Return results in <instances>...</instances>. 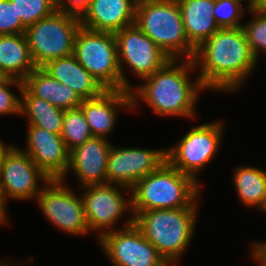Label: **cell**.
I'll use <instances>...</instances> for the list:
<instances>
[{
	"label": "cell",
	"mask_w": 266,
	"mask_h": 266,
	"mask_svg": "<svg viewBox=\"0 0 266 266\" xmlns=\"http://www.w3.org/2000/svg\"><path fill=\"white\" fill-rule=\"evenodd\" d=\"M114 35L124 91H130L134 87L126 76V66L135 77L142 80L153 75L170 59L135 24L115 32Z\"/></svg>",
	"instance_id": "cell-11"
},
{
	"label": "cell",
	"mask_w": 266,
	"mask_h": 266,
	"mask_svg": "<svg viewBox=\"0 0 266 266\" xmlns=\"http://www.w3.org/2000/svg\"><path fill=\"white\" fill-rule=\"evenodd\" d=\"M137 0H92L80 16L81 27L115 33L134 25Z\"/></svg>",
	"instance_id": "cell-18"
},
{
	"label": "cell",
	"mask_w": 266,
	"mask_h": 266,
	"mask_svg": "<svg viewBox=\"0 0 266 266\" xmlns=\"http://www.w3.org/2000/svg\"><path fill=\"white\" fill-rule=\"evenodd\" d=\"M20 96V116L27 119V125L37 126L61 135L64 110L55 107L44 99L33 96L24 86Z\"/></svg>",
	"instance_id": "cell-23"
},
{
	"label": "cell",
	"mask_w": 266,
	"mask_h": 266,
	"mask_svg": "<svg viewBox=\"0 0 266 266\" xmlns=\"http://www.w3.org/2000/svg\"><path fill=\"white\" fill-rule=\"evenodd\" d=\"M195 70L193 60L169 59L153 75L142 79L143 84L130 90L131 112L137 110L142 101L157 116L196 119L197 101L206 89L198 77L191 80V75L197 74Z\"/></svg>",
	"instance_id": "cell-2"
},
{
	"label": "cell",
	"mask_w": 266,
	"mask_h": 266,
	"mask_svg": "<svg viewBox=\"0 0 266 266\" xmlns=\"http://www.w3.org/2000/svg\"><path fill=\"white\" fill-rule=\"evenodd\" d=\"M250 10L266 13V0H253Z\"/></svg>",
	"instance_id": "cell-34"
},
{
	"label": "cell",
	"mask_w": 266,
	"mask_h": 266,
	"mask_svg": "<svg viewBox=\"0 0 266 266\" xmlns=\"http://www.w3.org/2000/svg\"><path fill=\"white\" fill-rule=\"evenodd\" d=\"M237 1L244 3V4L247 3L246 7L248 8V10L251 8L252 2H253V0H237Z\"/></svg>",
	"instance_id": "cell-37"
},
{
	"label": "cell",
	"mask_w": 266,
	"mask_h": 266,
	"mask_svg": "<svg viewBox=\"0 0 266 266\" xmlns=\"http://www.w3.org/2000/svg\"><path fill=\"white\" fill-rule=\"evenodd\" d=\"M134 24L170 59H194L177 0H137Z\"/></svg>",
	"instance_id": "cell-5"
},
{
	"label": "cell",
	"mask_w": 266,
	"mask_h": 266,
	"mask_svg": "<svg viewBox=\"0 0 266 266\" xmlns=\"http://www.w3.org/2000/svg\"><path fill=\"white\" fill-rule=\"evenodd\" d=\"M61 137L69 152L93 137L90 126L80 108L64 111Z\"/></svg>",
	"instance_id": "cell-25"
},
{
	"label": "cell",
	"mask_w": 266,
	"mask_h": 266,
	"mask_svg": "<svg viewBox=\"0 0 266 266\" xmlns=\"http://www.w3.org/2000/svg\"><path fill=\"white\" fill-rule=\"evenodd\" d=\"M202 186L167 161L131 188L132 213L199 207Z\"/></svg>",
	"instance_id": "cell-3"
},
{
	"label": "cell",
	"mask_w": 266,
	"mask_h": 266,
	"mask_svg": "<svg viewBox=\"0 0 266 266\" xmlns=\"http://www.w3.org/2000/svg\"><path fill=\"white\" fill-rule=\"evenodd\" d=\"M0 266H27V265L23 264L21 261L19 263L18 262L9 263L8 259L7 258L5 259L4 257V259L0 258Z\"/></svg>",
	"instance_id": "cell-36"
},
{
	"label": "cell",
	"mask_w": 266,
	"mask_h": 266,
	"mask_svg": "<svg viewBox=\"0 0 266 266\" xmlns=\"http://www.w3.org/2000/svg\"><path fill=\"white\" fill-rule=\"evenodd\" d=\"M250 244V259L258 266H266V245L261 241H254Z\"/></svg>",
	"instance_id": "cell-32"
},
{
	"label": "cell",
	"mask_w": 266,
	"mask_h": 266,
	"mask_svg": "<svg viewBox=\"0 0 266 266\" xmlns=\"http://www.w3.org/2000/svg\"><path fill=\"white\" fill-rule=\"evenodd\" d=\"M193 61L204 88L220 93H236L258 65L242 27L219 28L196 49Z\"/></svg>",
	"instance_id": "cell-1"
},
{
	"label": "cell",
	"mask_w": 266,
	"mask_h": 266,
	"mask_svg": "<svg viewBox=\"0 0 266 266\" xmlns=\"http://www.w3.org/2000/svg\"><path fill=\"white\" fill-rule=\"evenodd\" d=\"M234 169L232 180L239 200L246 208L253 207L259 211L266 196V171L249 165Z\"/></svg>",
	"instance_id": "cell-24"
},
{
	"label": "cell",
	"mask_w": 266,
	"mask_h": 266,
	"mask_svg": "<svg viewBox=\"0 0 266 266\" xmlns=\"http://www.w3.org/2000/svg\"><path fill=\"white\" fill-rule=\"evenodd\" d=\"M36 68L23 34L0 35V72L23 81Z\"/></svg>",
	"instance_id": "cell-22"
},
{
	"label": "cell",
	"mask_w": 266,
	"mask_h": 266,
	"mask_svg": "<svg viewBox=\"0 0 266 266\" xmlns=\"http://www.w3.org/2000/svg\"><path fill=\"white\" fill-rule=\"evenodd\" d=\"M5 76L0 72V81L4 78Z\"/></svg>",
	"instance_id": "cell-40"
},
{
	"label": "cell",
	"mask_w": 266,
	"mask_h": 266,
	"mask_svg": "<svg viewBox=\"0 0 266 266\" xmlns=\"http://www.w3.org/2000/svg\"><path fill=\"white\" fill-rule=\"evenodd\" d=\"M79 108L93 137L108 139L116 127L118 111H132V97L130 91L105 90L95 98L82 100Z\"/></svg>",
	"instance_id": "cell-17"
},
{
	"label": "cell",
	"mask_w": 266,
	"mask_h": 266,
	"mask_svg": "<svg viewBox=\"0 0 266 266\" xmlns=\"http://www.w3.org/2000/svg\"><path fill=\"white\" fill-rule=\"evenodd\" d=\"M76 194L62 179H50L36 197V203L51 225L69 235L81 237L90 231L82 196Z\"/></svg>",
	"instance_id": "cell-10"
},
{
	"label": "cell",
	"mask_w": 266,
	"mask_h": 266,
	"mask_svg": "<svg viewBox=\"0 0 266 266\" xmlns=\"http://www.w3.org/2000/svg\"><path fill=\"white\" fill-rule=\"evenodd\" d=\"M92 0H53L54 8L58 11L81 16L89 7Z\"/></svg>",
	"instance_id": "cell-31"
},
{
	"label": "cell",
	"mask_w": 266,
	"mask_h": 266,
	"mask_svg": "<svg viewBox=\"0 0 266 266\" xmlns=\"http://www.w3.org/2000/svg\"><path fill=\"white\" fill-rule=\"evenodd\" d=\"M26 27L16 14L15 6L10 0H0V35L23 34Z\"/></svg>",
	"instance_id": "cell-30"
},
{
	"label": "cell",
	"mask_w": 266,
	"mask_h": 266,
	"mask_svg": "<svg viewBox=\"0 0 266 266\" xmlns=\"http://www.w3.org/2000/svg\"><path fill=\"white\" fill-rule=\"evenodd\" d=\"M79 189L84 192L81 196L89 231L96 232L97 239L104 233L129 227L133 224L130 188L119 184L106 183L88 185ZM124 191L130 192L128 198ZM128 213L131 216L129 218L127 216L126 220L122 222V227L116 228L115 225L118 226V220Z\"/></svg>",
	"instance_id": "cell-8"
},
{
	"label": "cell",
	"mask_w": 266,
	"mask_h": 266,
	"mask_svg": "<svg viewBox=\"0 0 266 266\" xmlns=\"http://www.w3.org/2000/svg\"><path fill=\"white\" fill-rule=\"evenodd\" d=\"M80 27V16L58 10L27 27L25 36L35 66L42 67L50 60L74 54Z\"/></svg>",
	"instance_id": "cell-6"
},
{
	"label": "cell",
	"mask_w": 266,
	"mask_h": 266,
	"mask_svg": "<svg viewBox=\"0 0 266 266\" xmlns=\"http://www.w3.org/2000/svg\"><path fill=\"white\" fill-rule=\"evenodd\" d=\"M74 55L106 90H122L114 33L80 27L75 37Z\"/></svg>",
	"instance_id": "cell-9"
},
{
	"label": "cell",
	"mask_w": 266,
	"mask_h": 266,
	"mask_svg": "<svg viewBox=\"0 0 266 266\" xmlns=\"http://www.w3.org/2000/svg\"><path fill=\"white\" fill-rule=\"evenodd\" d=\"M221 120L193 126L172 147L166 148L167 162L201 184L199 174L221 148L224 127Z\"/></svg>",
	"instance_id": "cell-7"
},
{
	"label": "cell",
	"mask_w": 266,
	"mask_h": 266,
	"mask_svg": "<svg viewBox=\"0 0 266 266\" xmlns=\"http://www.w3.org/2000/svg\"><path fill=\"white\" fill-rule=\"evenodd\" d=\"M49 180L50 178L19 146L14 145L9 150L0 167V191L6 204L11 199L35 202Z\"/></svg>",
	"instance_id": "cell-12"
},
{
	"label": "cell",
	"mask_w": 266,
	"mask_h": 266,
	"mask_svg": "<svg viewBox=\"0 0 266 266\" xmlns=\"http://www.w3.org/2000/svg\"><path fill=\"white\" fill-rule=\"evenodd\" d=\"M23 86L38 98L62 110L79 108L82 99L70 87L51 77L41 67H36L24 80Z\"/></svg>",
	"instance_id": "cell-21"
},
{
	"label": "cell",
	"mask_w": 266,
	"mask_h": 266,
	"mask_svg": "<svg viewBox=\"0 0 266 266\" xmlns=\"http://www.w3.org/2000/svg\"><path fill=\"white\" fill-rule=\"evenodd\" d=\"M259 211L263 212V213H266V196H265V199H264V204H263L262 208Z\"/></svg>",
	"instance_id": "cell-39"
},
{
	"label": "cell",
	"mask_w": 266,
	"mask_h": 266,
	"mask_svg": "<svg viewBox=\"0 0 266 266\" xmlns=\"http://www.w3.org/2000/svg\"><path fill=\"white\" fill-rule=\"evenodd\" d=\"M167 161L166 149L111 146L107 162V183L132 188L144 176Z\"/></svg>",
	"instance_id": "cell-14"
},
{
	"label": "cell",
	"mask_w": 266,
	"mask_h": 266,
	"mask_svg": "<svg viewBox=\"0 0 266 266\" xmlns=\"http://www.w3.org/2000/svg\"><path fill=\"white\" fill-rule=\"evenodd\" d=\"M16 14L27 28L37 21L50 16L54 11L53 0H10Z\"/></svg>",
	"instance_id": "cell-27"
},
{
	"label": "cell",
	"mask_w": 266,
	"mask_h": 266,
	"mask_svg": "<svg viewBox=\"0 0 266 266\" xmlns=\"http://www.w3.org/2000/svg\"><path fill=\"white\" fill-rule=\"evenodd\" d=\"M112 144L110 138L92 137L70 151L67 174L74 173L79 188L107 183L108 154Z\"/></svg>",
	"instance_id": "cell-16"
},
{
	"label": "cell",
	"mask_w": 266,
	"mask_h": 266,
	"mask_svg": "<svg viewBox=\"0 0 266 266\" xmlns=\"http://www.w3.org/2000/svg\"><path fill=\"white\" fill-rule=\"evenodd\" d=\"M8 212H7V205L6 203L3 201L2 195H1V191H0V225H6L8 224Z\"/></svg>",
	"instance_id": "cell-33"
},
{
	"label": "cell",
	"mask_w": 266,
	"mask_h": 266,
	"mask_svg": "<svg viewBox=\"0 0 266 266\" xmlns=\"http://www.w3.org/2000/svg\"><path fill=\"white\" fill-rule=\"evenodd\" d=\"M12 86L21 93L23 81L11 77H4L0 81V116H20L21 96L15 95L16 92L11 90Z\"/></svg>",
	"instance_id": "cell-29"
},
{
	"label": "cell",
	"mask_w": 266,
	"mask_h": 266,
	"mask_svg": "<svg viewBox=\"0 0 266 266\" xmlns=\"http://www.w3.org/2000/svg\"><path fill=\"white\" fill-rule=\"evenodd\" d=\"M97 242L113 266H161L166 262L134 223L104 233Z\"/></svg>",
	"instance_id": "cell-13"
},
{
	"label": "cell",
	"mask_w": 266,
	"mask_h": 266,
	"mask_svg": "<svg viewBox=\"0 0 266 266\" xmlns=\"http://www.w3.org/2000/svg\"><path fill=\"white\" fill-rule=\"evenodd\" d=\"M199 207L153 209L133 214V223L166 261L180 262L193 242Z\"/></svg>",
	"instance_id": "cell-4"
},
{
	"label": "cell",
	"mask_w": 266,
	"mask_h": 266,
	"mask_svg": "<svg viewBox=\"0 0 266 266\" xmlns=\"http://www.w3.org/2000/svg\"><path fill=\"white\" fill-rule=\"evenodd\" d=\"M14 145L12 144H7L2 141L0 137V167L3 164V160L5 155L9 152V150L13 147Z\"/></svg>",
	"instance_id": "cell-35"
},
{
	"label": "cell",
	"mask_w": 266,
	"mask_h": 266,
	"mask_svg": "<svg viewBox=\"0 0 266 266\" xmlns=\"http://www.w3.org/2000/svg\"><path fill=\"white\" fill-rule=\"evenodd\" d=\"M248 14L252 19L242 24V29L253 56L258 60L261 53L266 54V13H258L249 9Z\"/></svg>",
	"instance_id": "cell-26"
},
{
	"label": "cell",
	"mask_w": 266,
	"mask_h": 266,
	"mask_svg": "<svg viewBox=\"0 0 266 266\" xmlns=\"http://www.w3.org/2000/svg\"><path fill=\"white\" fill-rule=\"evenodd\" d=\"M41 68L60 83L70 87L82 100L95 98L106 90L78 62L74 54L50 60Z\"/></svg>",
	"instance_id": "cell-19"
},
{
	"label": "cell",
	"mask_w": 266,
	"mask_h": 266,
	"mask_svg": "<svg viewBox=\"0 0 266 266\" xmlns=\"http://www.w3.org/2000/svg\"><path fill=\"white\" fill-rule=\"evenodd\" d=\"M178 264V262H174V261H166L163 265L161 266H176Z\"/></svg>",
	"instance_id": "cell-38"
},
{
	"label": "cell",
	"mask_w": 266,
	"mask_h": 266,
	"mask_svg": "<svg viewBox=\"0 0 266 266\" xmlns=\"http://www.w3.org/2000/svg\"><path fill=\"white\" fill-rule=\"evenodd\" d=\"M27 126L26 147L22 150L50 179H65L69 154L61 135L33 125Z\"/></svg>",
	"instance_id": "cell-15"
},
{
	"label": "cell",
	"mask_w": 266,
	"mask_h": 266,
	"mask_svg": "<svg viewBox=\"0 0 266 266\" xmlns=\"http://www.w3.org/2000/svg\"><path fill=\"white\" fill-rule=\"evenodd\" d=\"M177 2L187 40L197 49L219 29L213 15L215 0H177Z\"/></svg>",
	"instance_id": "cell-20"
},
{
	"label": "cell",
	"mask_w": 266,
	"mask_h": 266,
	"mask_svg": "<svg viewBox=\"0 0 266 266\" xmlns=\"http://www.w3.org/2000/svg\"><path fill=\"white\" fill-rule=\"evenodd\" d=\"M237 0H215L213 15L219 28L242 27L241 18L248 8Z\"/></svg>",
	"instance_id": "cell-28"
}]
</instances>
